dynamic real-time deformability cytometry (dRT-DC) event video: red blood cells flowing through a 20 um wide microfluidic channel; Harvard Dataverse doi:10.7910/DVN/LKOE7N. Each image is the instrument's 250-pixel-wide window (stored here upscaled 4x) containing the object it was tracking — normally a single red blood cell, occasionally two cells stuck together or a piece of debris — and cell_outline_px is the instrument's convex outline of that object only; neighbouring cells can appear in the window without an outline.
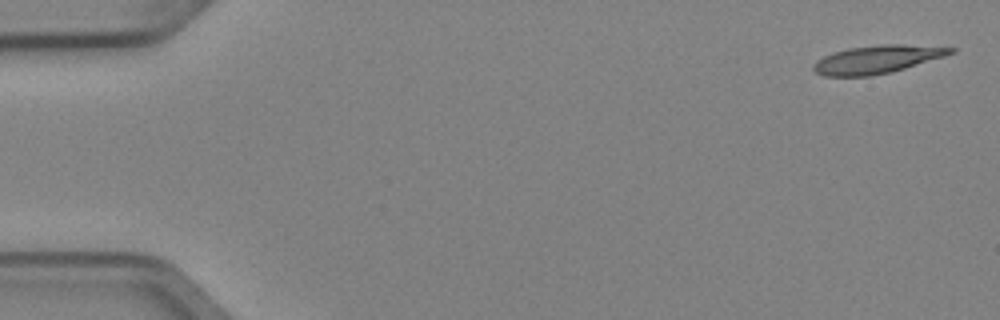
{"species": "Egyptian fruit bat (a non-hibernating species)", "species_latin": "Rousettus aegyptiacus", "temperature_condition": "cold", "stored_images_in_passage": 6, "camera_frame_rate_fps": 3000, "um_per_image_px": 0.085, "animal": {"sex": "female"}, "frame": {"image": 1, "passage_image": 1, "time_ms": 0.0, "image_size_px": [1000, 320], "cell_outline_px": [[956, 52], [944, 56], [892, 72], [868, 76], [824, 76], [816, 72], [812, 68], [812, 64], [816, 60], [832, 52], [848, 48], [884, 44], [904, 44], [956, 48]], "centroid_in_image_um": [74.52, 5.04], "position_along_channel_um": 10.5, "area_um2": 22.37}}
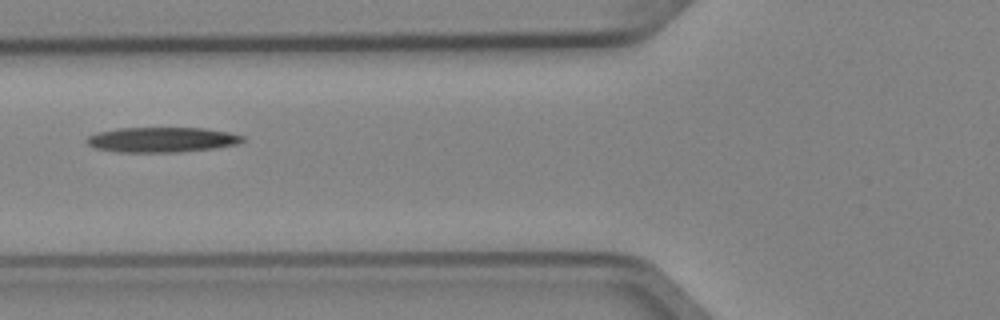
{"frame": {"image": 2, "passage_image": 5, "time_ms": 1.333, "image_size_px": [1000, 320], "cell_outline_px": [[244, 140], [236, 144], [212, 148], [176, 152], [116, 152], [96, 148], [88, 144], [84, 140], [88, 136], [96, 132], [116, 128], [204, 128], [228, 132], [244, 136]], "centroid_in_image_um": [13.69, 11.87], "position_along_channel_um": 112.1, "area_um2": 22.72}}
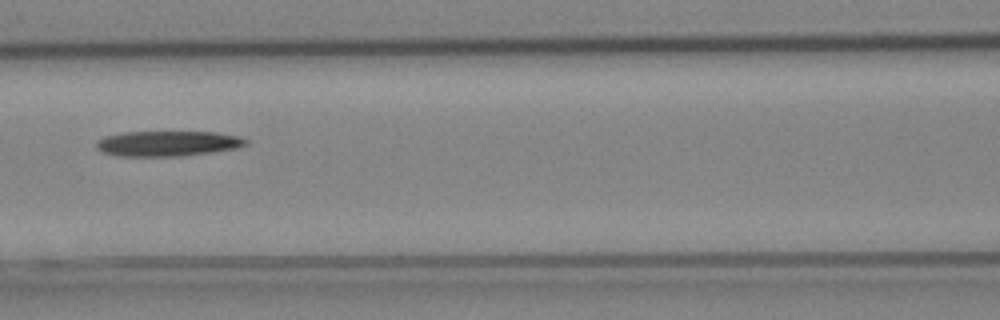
{"frame": {"image": 3, "passage_image": 6, "time_ms": 1.667, "image_size_px": [1000, 320], "cell_outline_px": [[248, 144], [236, 148], [212, 152], [180, 156], [116, 156], [104, 152], [96, 148], [96, 140], [104, 136], [124, 132], [216, 132], [240, 136], [248, 140]], "centroid_in_image_um": [14.25, 12.19], "position_along_channel_um": 152.4, "area_um2": 22.14}}